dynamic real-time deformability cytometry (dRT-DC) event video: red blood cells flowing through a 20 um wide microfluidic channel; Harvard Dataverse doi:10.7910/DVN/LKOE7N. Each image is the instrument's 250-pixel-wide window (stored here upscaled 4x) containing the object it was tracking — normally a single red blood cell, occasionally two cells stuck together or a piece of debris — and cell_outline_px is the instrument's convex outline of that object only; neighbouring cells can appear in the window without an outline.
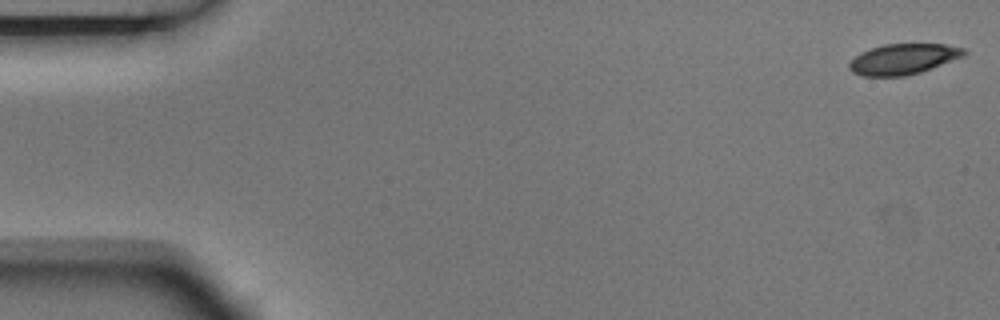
{"species": "Egyptian fruit bat (a non-hibernating species)", "species_latin": "Rousettus aegyptiacus", "temperature_condition": "room temperature", "stored_images_in_passage": 5, "segment_of_instrument_passage": [2, 2], "camera_frame_rate_fps": 3000, "um_per_image_px": 0.085, "animal": {"sex": "male"}, "frame": {"image": 1, "passage_image": 5, "time_ms": 1.333, "image_size_px": [1000, 320], "cell_outline_px": [[968, 52], [964, 56], [920, 72], [904, 76], [864, 76], [852, 72], [848, 68], [848, 64], [860, 52], [884, 44], [944, 44], [964, 48]], "centroid_in_image_um": [76.77, 5.02], "position_along_channel_um": 8.2, "area_um2": 20.35}}